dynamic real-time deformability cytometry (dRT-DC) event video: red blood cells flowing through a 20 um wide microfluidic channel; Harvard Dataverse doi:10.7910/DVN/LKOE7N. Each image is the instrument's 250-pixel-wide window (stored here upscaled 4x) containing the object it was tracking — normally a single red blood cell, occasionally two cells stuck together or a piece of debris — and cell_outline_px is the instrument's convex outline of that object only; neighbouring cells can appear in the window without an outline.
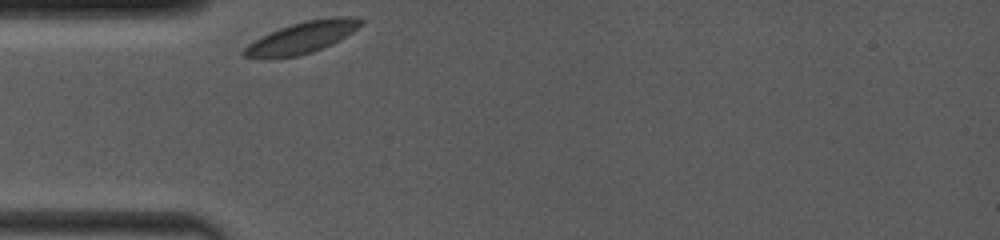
{"species": "common noctule bat (a hibernating species)", "species_latin": "Nyctalus noctula", "temperature_condition": "room temperature", "stored_images_in_passage": 10, "segment_of_instrument_passage": [1, 2], "camera_frame_rate_fps": 4000, "um_per_image_px": 0.085, "animal": {"sex": "female", "body_mass_g": 19.0, "forearm_length_mm": 53.3}, "frame": {"image": 1, "passage_image": 1, "time_ms": 0.0, "image_size_px": [1000, 240], "cell_outline_px": [[364, 20], [352, 32], [332, 44], [312, 52], [296, 56], [268, 60], [264, 60], [244, 56], [240, 52], [248, 44], [280, 28], [304, 20], [332, 16], [356, 16]], "centroid_in_image_um": [25.65, 3.2], "position_along_channel_um": 59.3, "area_um2": 21.62}}
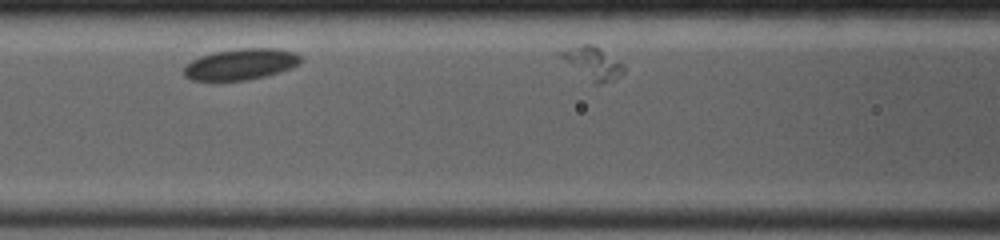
{"frame": {"image": 2, "passage_image": 6, "time_ms": 2.5, "image_size_px": [1000, 240], "cell_outline_px": [[300, 64], [292, 68], [280, 72], [264, 76], [244, 80], [192, 80], [184, 76], [184, 68], [192, 60], [200, 56], [212, 52], [240, 48], [276, 48], [296, 52], [300, 56]], "centroid_in_image_um": [20.49, 5.44], "position_along_channel_um": 146.1, "area_um2": 21.15}}
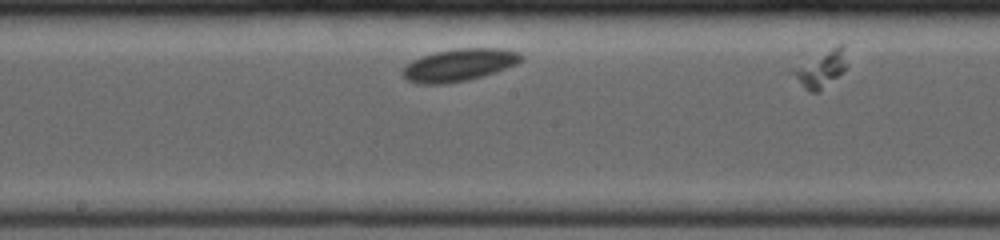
{"frame": {"image": 3, "passage_image": 9, "time_ms": 4.25, "image_size_px": [1000, 240], "cell_outline_px": [[524, 60], [516, 64], [496, 72], [484, 76], [468, 80], [444, 84], [416, 84], [408, 80], [400, 72], [412, 60], [420, 56], [436, 52], [456, 48], [504, 48], [520, 52], [524, 56]], "centroid_in_image_um": [39.06, 5.52], "position_along_channel_um": 209.1, "area_um2": 22.66}}